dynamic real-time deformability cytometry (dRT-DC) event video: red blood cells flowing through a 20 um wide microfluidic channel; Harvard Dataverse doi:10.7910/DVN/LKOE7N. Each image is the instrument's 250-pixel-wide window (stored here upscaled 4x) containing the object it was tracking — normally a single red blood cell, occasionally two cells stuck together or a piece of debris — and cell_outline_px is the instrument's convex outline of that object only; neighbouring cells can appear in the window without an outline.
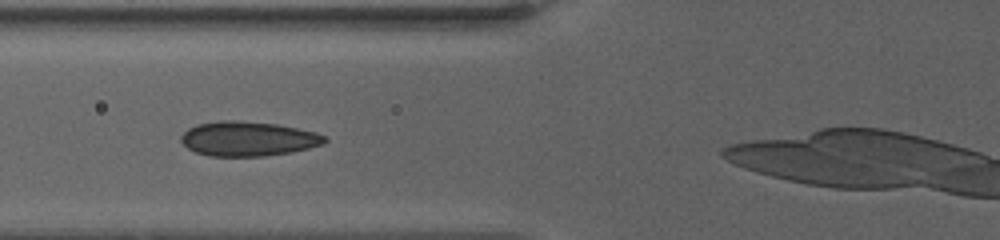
{"species": "human", "species_latin": "Homo sapiens", "temperature_condition": "warm", "stored_images_in_passage": 4, "camera_frame_rate_fps": 3000, "um_per_image_px": 0.085, "donor": {"sex": "female"}, "frame": {"image": 1, "passage_image": 3, "time_ms": 2.333, "image_size_px": [1000, 240], "cell_outline_px": [[328, 140], [324, 144], [292, 152], [264, 156], [208, 156], [196, 152], [188, 148], [180, 140], [180, 136], [188, 128], [196, 124], [220, 120], [236, 120], [276, 124], [316, 132], [324, 136]], "centroid_in_image_um": [21.07, 11.79], "position_along_channel_um": 104.7, "area_um2": 29.02}}
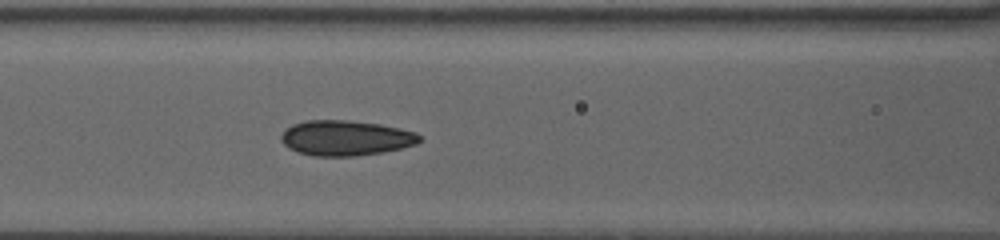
{"frame": {"image": 2, "passage_image": 4, "time_ms": 3.333, "image_size_px": [1000, 240], "cell_outline_px": [[420, 140], [416, 144], [384, 152], [356, 156], [312, 156], [296, 152], [288, 148], [280, 140], [280, 136], [292, 124], [308, 120], [348, 120], [380, 124], [400, 128], [416, 132], [420, 136]], "centroid_in_image_um": [29.37, 11.73], "position_along_channel_um": 137.2, "area_um2": 28.5}}